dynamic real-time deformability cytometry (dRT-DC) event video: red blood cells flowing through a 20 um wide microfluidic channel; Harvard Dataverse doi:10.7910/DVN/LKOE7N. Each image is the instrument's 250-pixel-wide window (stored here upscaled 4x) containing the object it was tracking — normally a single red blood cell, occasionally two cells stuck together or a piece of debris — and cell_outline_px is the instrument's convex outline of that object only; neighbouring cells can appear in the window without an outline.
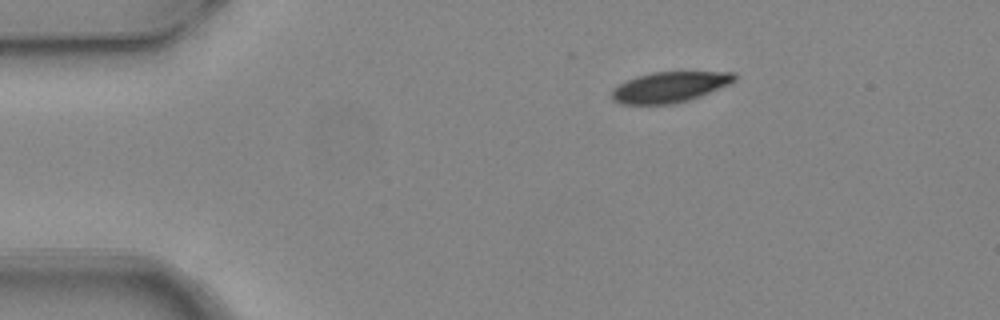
{"species": "common noctule bat (a hibernating species)", "species_latin": "Nyctalus noctula", "temperature_condition": "warm", "stored_images_in_passage": 3, "camera_frame_rate_fps": 3000, "um_per_image_px": 0.085, "animal": {"sex": "female", "body_mass_g": 24.6, "forearm_length_mm": 56.2}, "frame": {"image": 1, "passage_image": 1, "time_ms": 0.0, "image_size_px": [1000, 320], "cell_outline_px": [[736, 80], [732, 84], [700, 96], [688, 100], [672, 104], [620, 104], [612, 100], [612, 88], [616, 84], [636, 76], [652, 72], [732, 72], [736, 76]], "centroid_in_image_um": [56.9, 7.4], "position_along_channel_um": 28.1, "area_um2": 22.08}}
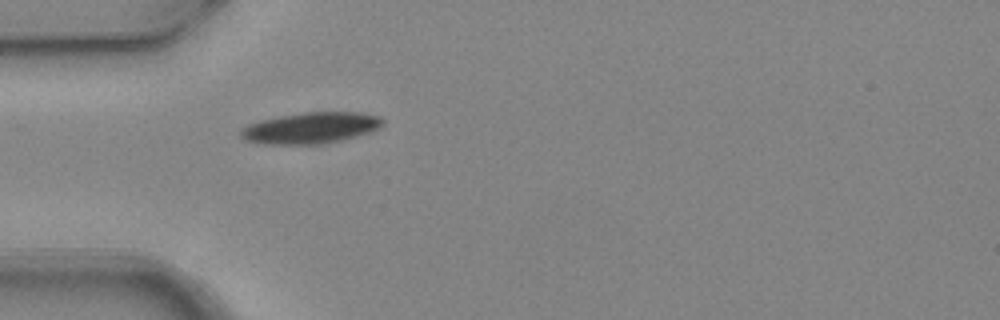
{"frame": {"image": 2, "passage_image": 3, "time_ms": 0.667, "image_size_px": [1000, 320], "cell_outline_px": [[384, 124], [380, 128], [352, 136], [320, 144], [264, 144], [244, 140], [240, 136], [240, 128], [248, 124], [260, 120], [280, 116], [304, 112], [356, 112], [380, 116], [384, 120]], "centroid_in_image_um": [26.35, 10.86], "position_along_channel_um": 58.6, "area_um2": 25.55}}